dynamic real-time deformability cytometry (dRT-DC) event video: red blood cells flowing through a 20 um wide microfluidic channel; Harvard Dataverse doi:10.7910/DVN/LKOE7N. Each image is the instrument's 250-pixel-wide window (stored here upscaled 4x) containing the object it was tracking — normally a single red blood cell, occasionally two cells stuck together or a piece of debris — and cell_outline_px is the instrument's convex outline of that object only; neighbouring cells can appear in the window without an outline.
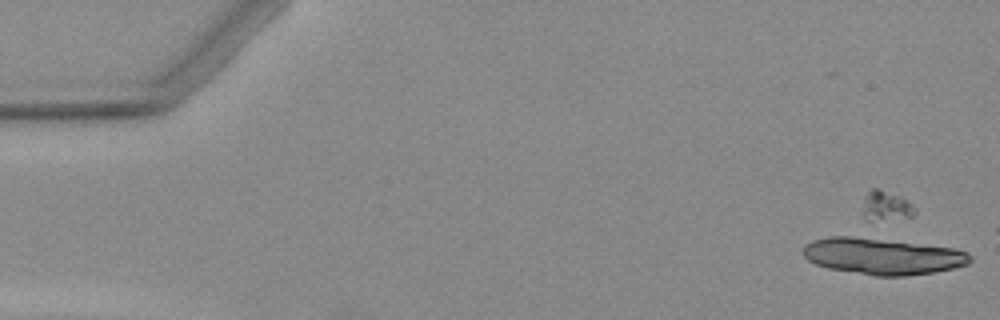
{"species": "Egyptian fruit bat (a non-hibernating species)", "species_latin": "Rousettus aegyptiacus", "temperature_condition": "warm", "stored_images_in_passage": 3, "camera_frame_rate_fps": 3000, "um_per_image_px": 0.085, "animal": {"sex": "female"}, "frame": {"image": 1, "passage_image": 1, "time_ms": 0.0, "image_size_px": [1000, 320], "cell_outline_px": [[972, 260], [968, 264], [952, 268], [932, 272], [904, 276], [876, 276], [828, 268], [816, 264], [808, 260], [804, 256], [804, 244], [812, 240], [828, 236], [868, 236], [952, 248], [968, 252], [972, 256]], "centroid_in_image_um": [75.0, 21.75], "position_along_channel_um": 10.0, "area_um2": 35.78}}